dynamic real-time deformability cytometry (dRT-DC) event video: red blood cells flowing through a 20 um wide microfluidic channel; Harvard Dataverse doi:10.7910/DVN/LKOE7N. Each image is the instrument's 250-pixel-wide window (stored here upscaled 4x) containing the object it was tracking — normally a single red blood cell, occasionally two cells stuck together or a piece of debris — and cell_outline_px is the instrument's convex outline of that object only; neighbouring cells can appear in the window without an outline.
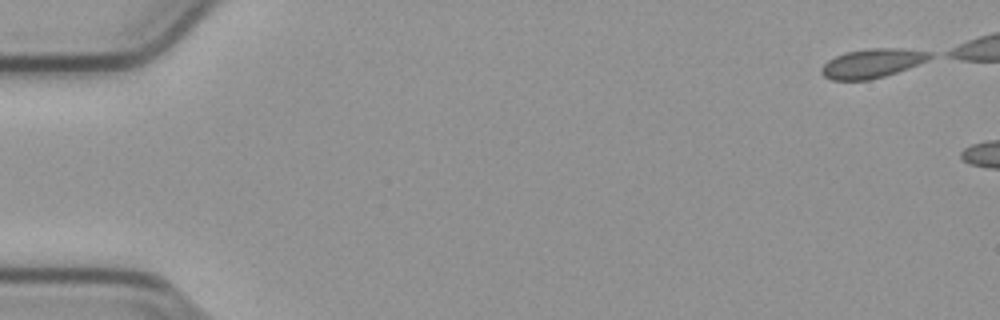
{"species": "common noctule bat (a hibernating species)", "species_latin": "Nyctalus noctula", "temperature_condition": "cold", "stored_images_in_passage": 6, "camera_frame_rate_fps": 3000, "um_per_image_px": 0.085, "animal": {"sex": "male", "body_mass_g": 23.1, "forearm_length_mm": 52.7}, "frame": {"image": 1, "passage_image": 1, "time_ms": 0.0, "image_size_px": [1000, 320], "cell_outline_px": [[936, 56], [928, 60], [908, 68], [884, 76], [868, 80], [832, 80], [824, 76], [820, 72], [820, 68], [828, 60], [836, 56], [848, 52], [868, 48], [900, 48], [932, 52]], "centroid_in_image_um": [74.16, 5.37], "position_along_channel_um": 10.8, "area_um2": 18.38}}